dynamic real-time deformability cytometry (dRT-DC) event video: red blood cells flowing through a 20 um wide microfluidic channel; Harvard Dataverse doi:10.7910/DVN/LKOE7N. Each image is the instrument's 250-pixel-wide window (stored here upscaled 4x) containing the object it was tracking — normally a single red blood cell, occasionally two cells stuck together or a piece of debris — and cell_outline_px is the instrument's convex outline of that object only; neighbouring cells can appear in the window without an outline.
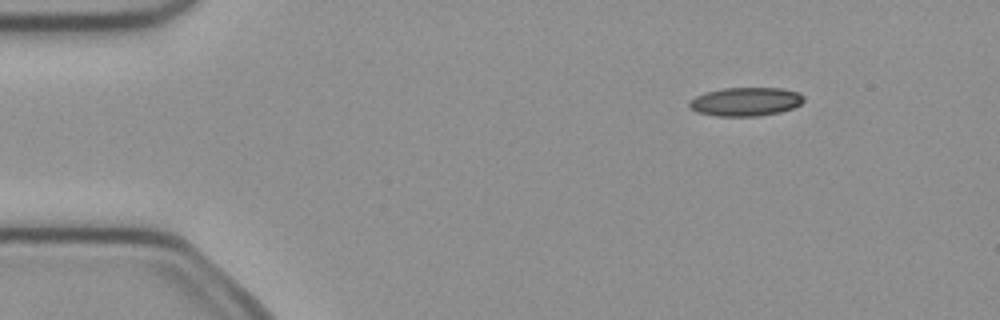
{"species": "common noctule bat (a hibernating species)", "species_latin": "Nyctalus noctula", "temperature_condition": "cold", "stored_images_in_passage": 4, "camera_frame_rate_fps": 3000, "um_per_image_px": 0.085, "animal": {"sex": "female", "body_mass_g": 21.9}, "frame": {"image": 1, "passage_image": 1, "time_ms": 0.0, "image_size_px": [1000, 320], "cell_outline_px": [[804, 100], [800, 104], [792, 108], [780, 112], [760, 116], [716, 116], [696, 112], [688, 108], [688, 100], [704, 92], [724, 88], [780, 88], [800, 92], [804, 96]], "centroid_in_image_um": [63.34, 8.64], "position_along_channel_um": 21.7, "area_um2": 19.36}}
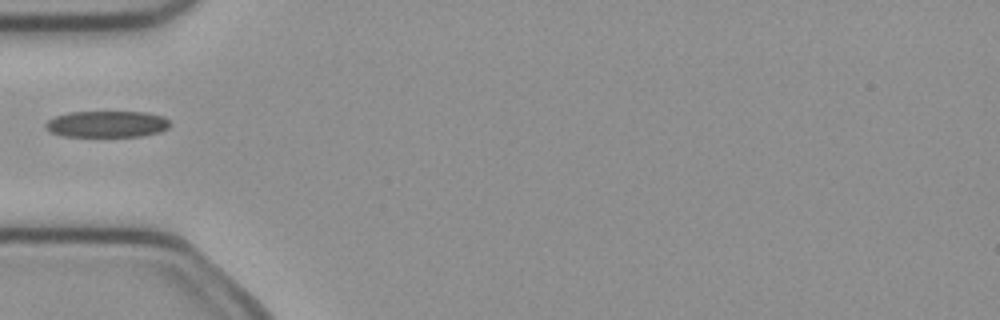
{"frame": {"image": 2, "passage_image": 4, "time_ms": 1.0, "image_size_px": [1000, 320], "cell_outline_px": [[172, 124], [168, 128], [160, 132], [140, 136], [64, 136], [48, 132], [44, 128], [44, 124], [48, 120], [56, 116], [68, 112], [148, 112], [164, 116]], "centroid_in_image_um": [9.09, 10.54], "position_along_channel_um": 75.9, "area_um2": 19.36}}